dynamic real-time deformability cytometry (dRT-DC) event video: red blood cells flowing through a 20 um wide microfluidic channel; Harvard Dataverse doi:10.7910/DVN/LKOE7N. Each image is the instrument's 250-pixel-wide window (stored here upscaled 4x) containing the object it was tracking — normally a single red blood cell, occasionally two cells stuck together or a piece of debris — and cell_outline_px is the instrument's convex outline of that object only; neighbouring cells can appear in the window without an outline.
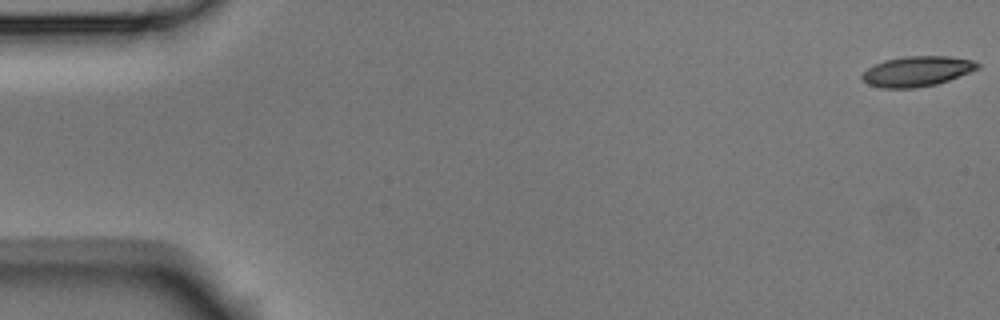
{"species": "Egyptian fruit bat (a non-hibernating species)", "species_latin": "Rousettus aegyptiacus", "temperature_condition": "room temperature", "stored_images_in_passage": 6, "camera_frame_rate_fps": 3000, "um_per_image_px": 0.085, "animal": {"sex": "male"}, "frame": {"image": 1, "passage_image": 1, "time_ms": 0.0, "image_size_px": [1000, 320], "cell_outline_px": [[980, 68], [948, 80], [936, 84], [912, 88], [880, 88], [868, 84], [860, 76], [868, 68], [884, 60], [904, 56], [948, 56], [972, 60], [980, 64]], "centroid_in_image_um": [77.94, 6.05], "position_along_channel_um": 7.1, "area_um2": 20.17}}
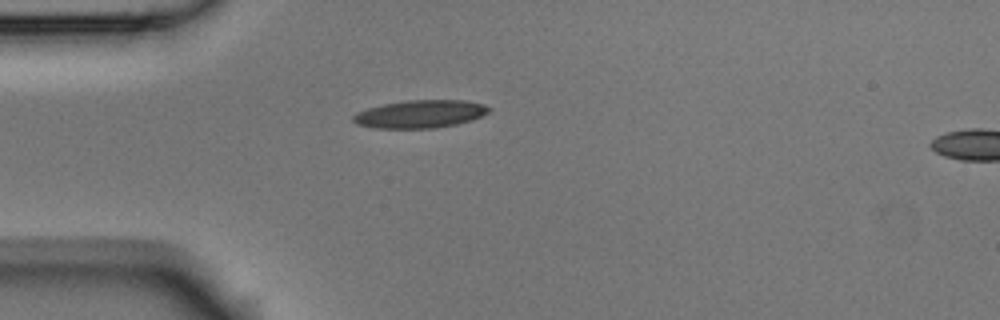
{"frame": {"image": 2, "passage_image": 5, "time_ms": 1.333, "image_size_px": [1000, 320], "cell_outline_px": [[492, 108], [488, 112], [472, 120], [456, 124], [436, 128], [376, 128], [356, 124], [352, 120], [352, 116], [356, 112], [368, 108], [384, 104], [408, 100], [464, 100], [484, 104]], "centroid_in_image_um": [35.71, 9.69], "position_along_channel_um": 49.3, "area_um2": 22.02}}